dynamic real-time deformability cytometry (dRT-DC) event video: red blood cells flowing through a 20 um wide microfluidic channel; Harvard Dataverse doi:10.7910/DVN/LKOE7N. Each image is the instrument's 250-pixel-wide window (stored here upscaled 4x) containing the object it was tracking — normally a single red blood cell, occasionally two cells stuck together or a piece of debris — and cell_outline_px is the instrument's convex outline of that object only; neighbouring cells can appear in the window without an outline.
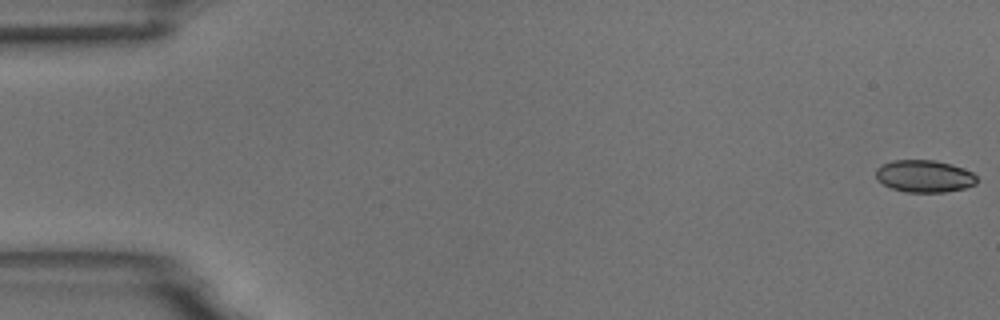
{"species": "common noctule bat (a hibernating species)", "species_latin": "Nyctalus noctula", "temperature_condition": "room temperature", "stored_images_in_passage": 48, "camera_frame_rate_fps": 3000, "um_per_image_px": 0.085, "animal": {"sex": "male", "body_mass_g": 18.8}, "frame": {"image": 1, "passage_image": 1, "time_ms": 0.0, "image_size_px": [1000, 320], "cell_outline_px": [[976, 184], [964, 188], [944, 192], [908, 192], [892, 188], [884, 184], [876, 176], [876, 168], [892, 160], [936, 160], [952, 164], [964, 168], [972, 172], [976, 176]], "centroid_in_image_um": [78.6, 14.96], "position_along_channel_um": 6.4, "area_um2": 18.84}}
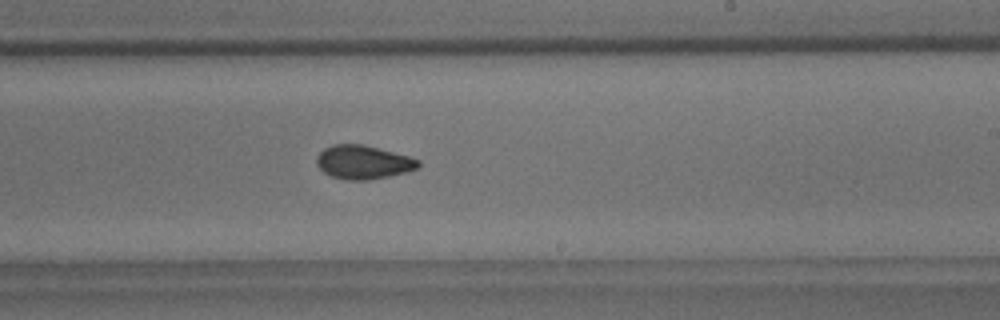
{"frame": {"image": 2, "passage_image": 33, "time_ms": 10.667, "image_size_px": [1000, 320], "cell_outline_px": [[420, 164], [416, 168], [408, 172], [368, 180], [348, 180], [332, 176], [324, 172], [316, 164], [316, 160], [320, 152], [324, 148], [332, 144], [364, 144], [408, 156], [420, 160]], "centroid_in_image_um": [30.87, 13.78], "position_along_channel_um": 258.1, "area_um2": 19.88}}
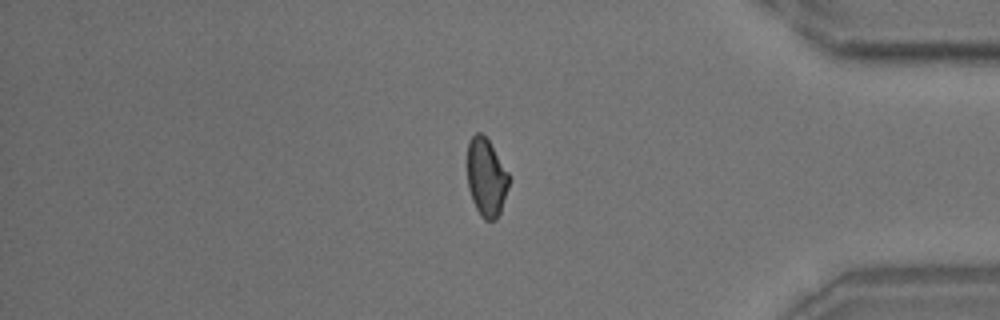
{"frame": {"image": 3, "passage_image": 46, "time_ms": 15.0, "image_size_px": [1000, 320], "cell_outline_px": [[508, 188], [500, 212], [496, 220], [484, 220], [480, 216], [472, 200], [468, 188], [468, 140], [476, 132], [480, 132], [488, 140], [508, 172]], "centroid_in_image_um": [41.32, 15.1], "position_along_channel_um": 393.9, "area_um2": 18.73}, "authors_computed_cell_mechanics": {"area_um2": 19.7965, "velocity_mm_per_s": 3.7456, "shape_relaxation_time_tau1_ms": 7.1201, "shape_relaxation_time_tau2_ms": 1.6384, "deformation_change_tau1": 0.1224, "deformation_change_tau2": 0.0584}}